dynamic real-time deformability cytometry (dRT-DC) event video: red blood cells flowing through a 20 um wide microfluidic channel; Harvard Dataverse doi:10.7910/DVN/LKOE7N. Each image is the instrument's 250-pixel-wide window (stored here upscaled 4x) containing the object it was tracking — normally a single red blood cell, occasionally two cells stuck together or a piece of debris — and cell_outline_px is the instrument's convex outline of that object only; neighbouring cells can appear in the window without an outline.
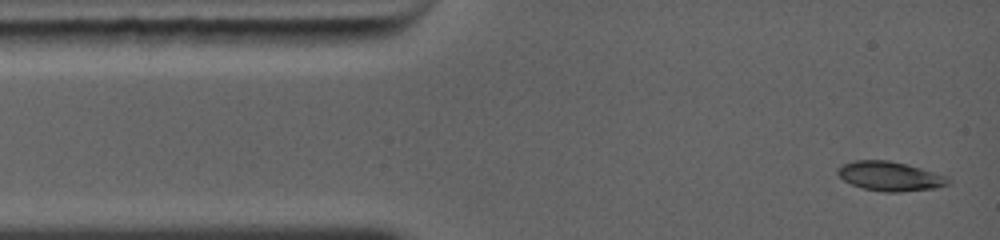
{"species": "common noctule bat (a hibernating species)", "species_latin": "Nyctalus noctula", "temperature_condition": "warm", "stored_images_in_passage": 43, "camera_frame_rate_fps": 5000, "um_per_image_px": 0.085, "animal": {"sex": "female", "body_mass_g": 19.0, "forearm_length_mm": 56.7}, "frame": {"image": 1, "passage_image": 1, "time_ms": 0.0, "image_size_px": [1000, 240], "cell_outline_px": [[948, 184], [936, 188], [900, 192], [884, 192], [864, 188], [852, 184], [844, 180], [836, 172], [844, 164], [852, 160], [888, 160], [920, 168], [948, 176]], "centroid_in_image_um": [75.65, 14.98], "position_along_channel_um": 9.3, "area_um2": 18.61}}
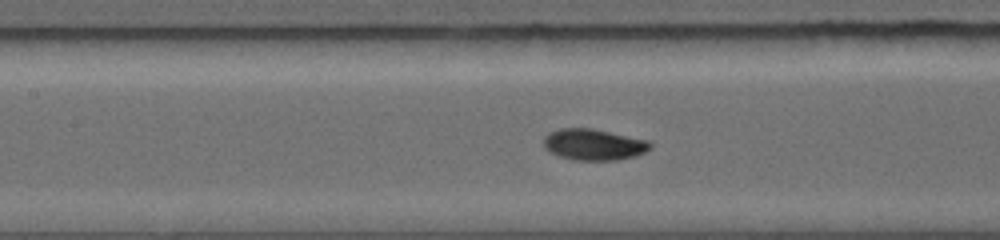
{"frame": {"image": 2, "passage_image": 19, "time_ms": 4.8, "image_size_px": [1000, 240], "cell_outline_px": [[652, 148], [636, 156], [616, 160], [576, 160], [560, 156], [544, 148], [544, 136], [548, 132], [560, 128], [592, 128], [648, 140], [652, 144]], "centroid_in_image_um": [50.47, 12.28], "position_along_channel_um": 156.9, "area_um2": 19.42}}
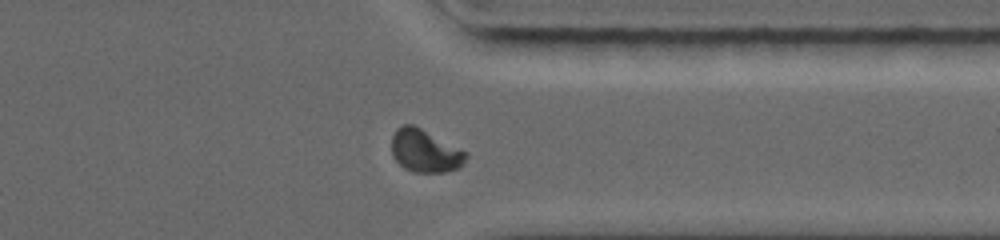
{"frame": {"image": 3, "passage_image": 37, "time_ms": 9.8, "image_size_px": [1000, 240], "cell_outline_px": [[468, 156], [464, 164], [460, 168], [444, 172], [416, 172], [404, 168], [392, 156], [392, 136], [396, 128], [404, 124], [412, 124], [468, 152]], "centroid_in_image_um": [36.14, 12.83], "position_along_channel_um": 375.3, "area_um2": 18.55}, "authors_computed_cell_mechanics": {"area_um2": 18.785, "velocity_mm_per_s": 4.3772, "shape_relaxation_time_tau1_ms": 3.181, "shape_relaxation_time_tau2_ms": null, "deformation_change_tau1": 0.1521, "deformation_change_tau2": null}}